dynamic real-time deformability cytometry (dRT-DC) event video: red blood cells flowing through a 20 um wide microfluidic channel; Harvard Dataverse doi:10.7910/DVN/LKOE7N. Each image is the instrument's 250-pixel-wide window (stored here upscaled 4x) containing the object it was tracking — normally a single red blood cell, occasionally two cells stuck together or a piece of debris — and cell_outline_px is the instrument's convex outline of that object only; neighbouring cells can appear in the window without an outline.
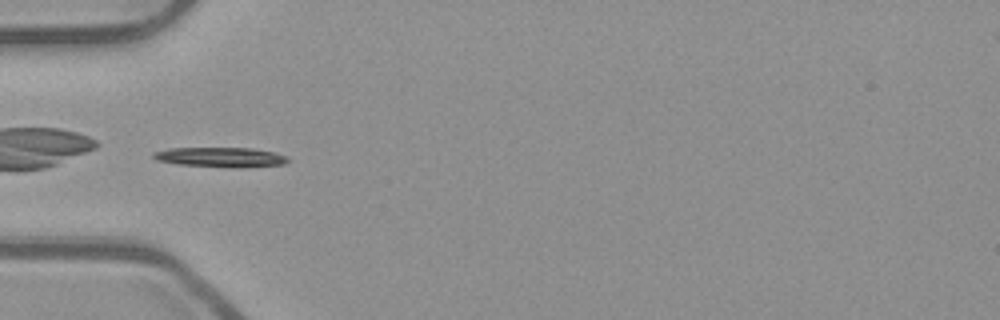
{"species": "common noctule bat (a hibernating species)", "species_latin": "Nyctalus noctula", "temperature_condition": "room temperature", "stored_images_in_passage": 37, "camera_frame_rate_fps": 3000, "um_per_image_px": 0.085, "animal": {"sex": "male", "body_mass_g": 23.1, "forearm_length_mm": 52.7}, "frame": {"image": 1, "passage_image": 1, "time_ms": 0.0, "image_size_px": [1000, 320], "cell_outline_px": [[288, 160], [284, 164], [244, 168], [232, 168], [176, 164], [156, 160], [152, 156], [152, 152], [168, 148], [252, 148], [276, 152], [288, 156]], "centroid_in_image_um": [18.76, 13.37], "position_along_channel_um": 66.2, "area_um2": 15.84}}
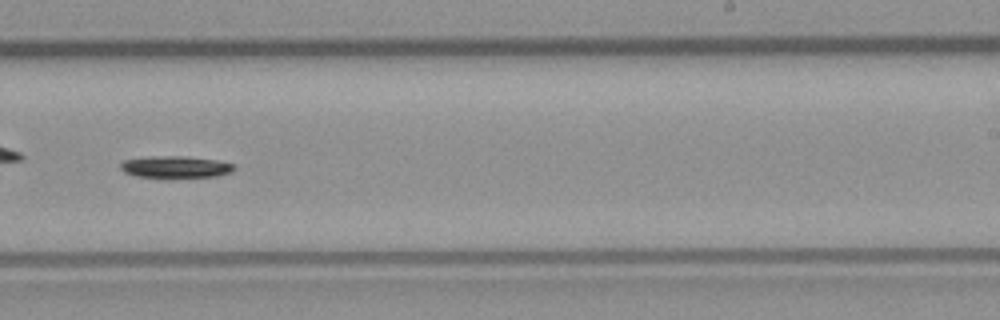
{"frame": {"image": 2, "passage_image": 17, "time_ms": 5.333, "image_size_px": [1000, 320], "cell_outline_px": [[236, 168], [232, 172], [216, 176], [164, 180], [136, 176], [124, 172], [120, 168], [120, 164], [124, 160], [156, 156], [184, 156], [216, 160], [232, 164]], "centroid_in_image_um": [14.9, 14.24], "position_along_channel_um": 274.1, "area_um2": 15.09}}
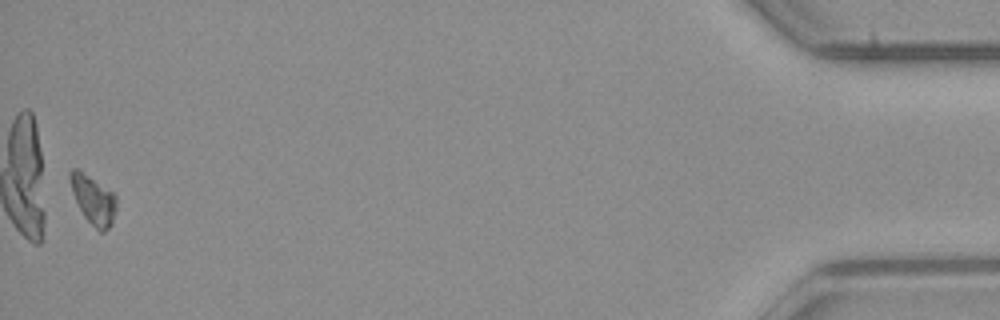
{"frame": {"image": 3, "passage_image": 36, "time_ms": 11.667, "image_size_px": [1000, 320], "cell_outline_px": [[116, 208], [112, 224], [104, 232], [100, 232], [84, 216], [72, 192], [68, 176], [68, 172], [72, 168], [80, 168], [112, 192], [116, 196]], "centroid_in_image_um": [7.91, 16.92], "position_along_channel_um": 427.3, "area_um2": 13.18}, "authors_computed_cell_mechanics": {"area_um2": 13.872, "velocity_mm_per_s": 3.8951, "shape_relaxation_time_tau1_ms": 1.2021, "shape_relaxation_time_tau2_ms": null, "deformation_change_tau1": 0.1089, "deformation_change_tau2": null}}